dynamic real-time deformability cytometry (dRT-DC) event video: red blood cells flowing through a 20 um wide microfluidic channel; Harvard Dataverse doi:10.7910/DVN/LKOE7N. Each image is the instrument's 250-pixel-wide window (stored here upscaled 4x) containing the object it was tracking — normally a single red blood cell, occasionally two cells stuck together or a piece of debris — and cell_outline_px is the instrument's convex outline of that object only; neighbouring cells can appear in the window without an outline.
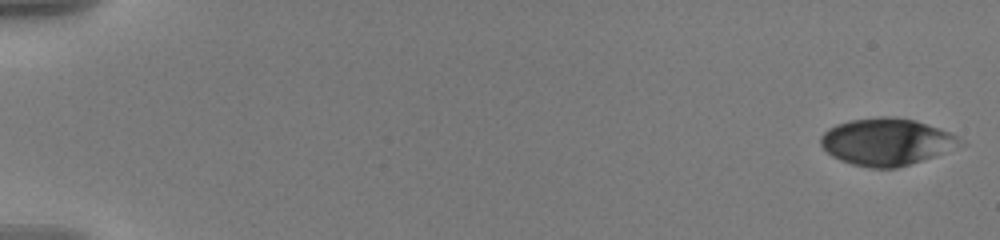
{"species": "human", "species_latin": "Homo sapiens", "temperature_condition": "warm", "stored_images_in_passage": 57, "camera_frame_rate_fps": 3000, "um_per_image_px": 0.085, "donor": {"sex": "male"}, "frame": {"image": 1, "passage_image": 1, "time_ms": 0.0, "image_size_px": [1000, 240], "cell_outline_px": [[960, 140], [932, 156], [896, 168], [868, 168], [852, 164], [840, 160], [832, 156], [820, 144], [820, 136], [828, 128], [836, 124], [852, 120], [880, 116], [892, 116], [916, 120], [948, 132], [956, 136]], "centroid_in_image_um": [75.2, 12.04], "position_along_channel_um": 9.8, "area_um2": 37.17}}
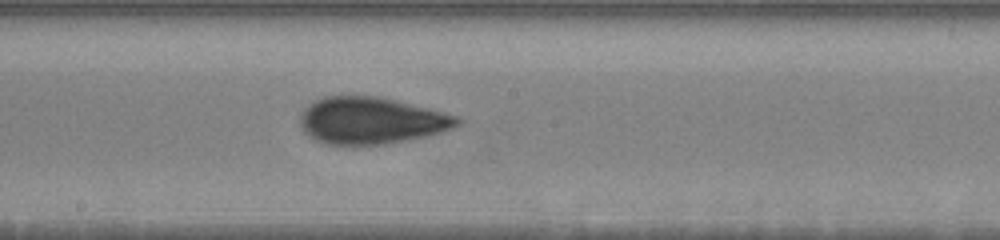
{"frame": {"image": 2, "passage_image": 33, "time_ms": 10.667, "image_size_px": [1000, 240], "cell_outline_px": [[464, 120], [460, 124], [452, 128], [440, 132], [424, 136], [384, 144], [328, 144], [316, 140], [308, 136], [304, 132], [300, 124], [300, 116], [304, 108], [308, 104], [324, 96], [376, 96], [396, 100], [460, 116]], "centroid_in_image_um": [31.55, 10.23], "position_along_channel_um": 216.6, "area_um2": 42.71}}
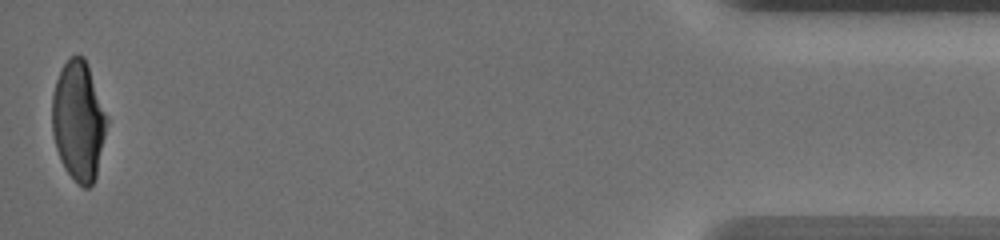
{"frame": {"image": 3, "passage_image": 57, "time_ms": 18.667, "image_size_px": [1000, 240], "cell_outline_px": [[108, 120], [96, 176], [92, 184], [88, 188], [84, 188], [64, 168], [60, 160], [56, 148], [52, 132], [52, 96], [56, 80], [68, 56], [84, 56], [88, 64], [108, 116]], "centroid_in_image_um": [6.67, 10.24], "position_along_channel_um": 428.5, "area_um2": 38.15}, "authors_computed_cell_mechanics": {"area_um2": 40.3444, "velocity_mm_per_s": 3.592, "shape_relaxation_time_tau1_ms": 7.1913, "shape_relaxation_time_tau2_ms": 1.4275, "deformation_change_tau1": 0.2289, "deformation_change_tau2": 0.0726}}